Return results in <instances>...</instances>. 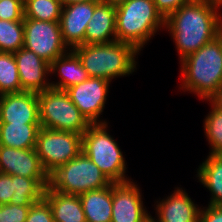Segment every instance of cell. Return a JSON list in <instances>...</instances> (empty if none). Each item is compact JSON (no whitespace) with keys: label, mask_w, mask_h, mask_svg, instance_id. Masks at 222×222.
<instances>
[{"label":"cell","mask_w":222,"mask_h":222,"mask_svg":"<svg viewBox=\"0 0 222 222\" xmlns=\"http://www.w3.org/2000/svg\"><path fill=\"white\" fill-rule=\"evenodd\" d=\"M221 4L214 0H192L165 19L180 61L196 52L222 31Z\"/></svg>","instance_id":"cell-1"},{"label":"cell","mask_w":222,"mask_h":222,"mask_svg":"<svg viewBox=\"0 0 222 222\" xmlns=\"http://www.w3.org/2000/svg\"><path fill=\"white\" fill-rule=\"evenodd\" d=\"M181 88L208 100L222 86V31L181 60Z\"/></svg>","instance_id":"cell-2"},{"label":"cell","mask_w":222,"mask_h":222,"mask_svg":"<svg viewBox=\"0 0 222 222\" xmlns=\"http://www.w3.org/2000/svg\"><path fill=\"white\" fill-rule=\"evenodd\" d=\"M80 58L89 77L112 81L129 76L136 70L139 50L125 42L113 41L102 44H84L72 49Z\"/></svg>","instance_id":"cell-3"},{"label":"cell","mask_w":222,"mask_h":222,"mask_svg":"<svg viewBox=\"0 0 222 222\" xmlns=\"http://www.w3.org/2000/svg\"><path fill=\"white\" fill-rule=\"evenodd\" d=\"M115 6L117 41L129 43L139 51L157 30L165 27V19L153 0H124Z\"/></svg>","instance_id":"cell-4"},{"label":"cell","mask_w":222,"mask_h":222,"mask_svg":"<svg viewBox=\"0 0 222 222\" xmlns=\"http://www.w3.org/2000/svg\"><path fill=\"white\" fill-rule=\"evenodd\" d=\"M108 123L91 124L82 135V152L113 182H127L126 162L116 140L107 132Z\"/></svg>","instance_id":"cell-5"},{"label":"cell","mask_w":222,"mask_h":222,"mask_svg":"<svg viewBox=\"0 0 222 222\" xmlns=\"http://www.w3.org/2000/svg\"><path fill=\"white\" fill-rule=\"evenodd\" d=\"M112 182L83 152L49 175V187L64 194L80 195Z\"/></svg>","instance_id":"cell-6"},{"label":"cell","mask_w":222,"mask_h":222,"mask_svg":"<svg viewBox=\"0 0 222 222\" xmlns=\"http://www.w3.org/2000/svg\"><path fill=\"white\" fill-rule=\"evenodd\" d=\"M42 128L83 135L91 123L71 101L65 90L54 88L37 93Z\"/></svg>","instance_id":"cell-7"},{"label":"cell","mask_w":222,"mask_h":222,"mask_svg":"<svg viewBox=\"0 0 222 222\" xmlns=\"http://www.w3.org/2000/svg\"><path fill=\"white\" fill-rule=\"evenodd\" d=\"M36 152L50 175L82 152V135L48 128H39Z\"/></svg>","instance_id":"cell-8"},{"label":"cell","mask_w":222,"mask_h":222,"mask_svg":"<svg viewBox=\"0 0 222 222\" xmlns=\"http://www.w3.org/2000/svg\"><path fill=\"white\" fill-rule=\"evenodd\" d=\"M24 48L51 64L70 49L63 42L60 23L24 18Z\"/></svg>","instance_id":"cell-9"},{"label":"cell","mask_w":222,"mask_h":222,"mask_svg":"<svg viewBox=\"0 0 222 222\" xmlns=\"http://www.w3.org/2000/svg\"><path fill=\"white\" fill-rule=\"evenodd\" d=\"M110 81L102 78L89 77L87 80L73 85L65 91L71 101L91 124L107 123L98 120L105 109Z\"/></svg>","instance_id":"cell-10"},{"label":"cell","mask_w":222,"mask_h":222,"mask_svg":"<svg viewBox=\"0 0 222 222\" xmlns=\"http://www.w3.org/2000/svg\"><path fill=\"white\" fill-rule=\"evenodd\" d=\"M112 182L111 222H145L149 218L143 205L141 191L136 183Z\"/></svg>","instance_id":"cell-11"},{"label":"cell","mask_w":222,"mask_h":222,"mask_svg":"<svg viewBox=\"0 0 222 222\" xmlns=\"http://www.w3.org/2000/svg\"><path fill=\"white\" fill-rule=\"evenodd\" d=\"M100 1L73 3L62 7L59 23L63 42L69 49L84 45L87 25L93 16L95 6Z\"/></svg>","instance_id":"cell-12"},{"label":"cell","mask_w":222,"mask_h":222,"mask_svg":"<svg viewBox=\"0 0 222 222\" xmlns=\"http://www.w3.org/2000/svg\"><path fill=\"white\" fill-rule=\"evenodd\" d=\"M0 121L12 124H40L37 93L22 91L0 95Z\"/></svg>","instance_id":"cell-13"},{"label":"cell","mask_w":222,"mask_h":222,"mask_svg":"<svg viewBox=\"0 0 222 222\" xmlns=\"http://www.w3.org/2000/svg\"><path fill=\"white\" fill-rule=\"evenodd\" d=\"M14 54L23 91L39 93L51 88L47 76L50 64L34 52L22 47Z\"/></svg>","instance_id":"cell-14"},{"label":"cell","mask_w":222,"mask_h":222,"mask_svg":"<svg viewBox=\"0 0 222 222\" xmlns=\"http://www.w3.org/2000/svg\"><path fill=\"white\" fill-rule=\"evenodd\" d=\"M0 172L26 178H49L36 149H15L0 145Z\"/></svg>","instance_id":"cell-15"},{"label":"cell","mask_w":222,"mask_h":222,"mask_svg":"<svg viewBox=\"0 0 222 222\" xmlns=\"http://www.w3.org/2000/svg\"><path fill=\"white\" fill-rule=\"evenodd\" d=\"M156 222H199L201 207L194 204L188 193L176 188L162 201H156Z\"/></svg>","instance_id":"cell-16"},{"label":"cell","mask_w":222,"mask_h":222,"mask_svg":"<svg viewBox=\"0 0 222 222\" xmlns=\"http://www.w3.org/2000/svg\"><path fill=\"white\" fill-rule=\"evenodd\" d=\"M117 40L116 6L109 0H101L94 9L89 21L84 44H102Z\"/></svg>","instance_id":"cell-17"},{"label":"cell","mask_w":222,"mask_h":222,"mask_svg":"<svg viewBox=\"0 0 222 222\" xmlns=\"http://www.w3.org/2000/svg\"><path fill=\"white\" fill-rule=\"evenodd\" d=\"M59 75L58 82H50L51 88L66 90L69 87L79 84L89 78L78 55L70 49L66 54L56 58L50 64V74Z\"/></svg>","instance_id":"cell-18"},{"label":"cell","mask_w":222,"mask_h":222,"mask_svg":"<svg viewBox=\"0 0 222 222\" xmlns=\"http://www.w3.org/2000/svg\"><path fill=\"white\" fill-rule=\"evenodd\" d=\"M44 199L51 207L54 222H87L79 195L53 191L48 186Z\"/></svg>","instance_id":"cell-19"},{"label":"cell","mask_w":222,"mask_h":222,"mask_svg":"<svg viewBox=\"0 0 222 222\" xmlns=\"http://www.w3.org/2000/svg\"><path fill=\"white\" fill-rule=\"evenodd\" d=\"M87 222H111L112 183L102 189L79 195Z\"/></svg>","instance_id":"cell-20"},{"label":"cell","mask_w":222,"mask_h":222,"mask_svg":"<svg viewBox=\"0 0 222 222\" xmlns=\"http://www.w3.org/2000/svg\"><path fill=\"white\" fill-rule=\"evenodd\" d=\"M40 124L0 123V145L15 149L36 147Z\"/></svg>","instance_id":"cell-21"},{"label":"cell","mask_w":222,"mask_h":222,"mask_svg":"<svg viewBox=\"0 0 222 222\" xmlns=\"http://www.w3.org/2000/svg\"><path fill=\"white\" fill-rule=\"evenodd\" d=\"M197 177L211 192L209 205H222V155H209L197 169Z\"/></svg>","instance_id":"cell-22"},{"label":"cell","mask_w":222,"mask_h":222,"mask_svg":"<svg viewBox=\"0 0 222 222\" xmlns=\"http://www.w3.org/2000/svg\"><path fill=\"white\" fill-rule=\"evenodd\" d=\"M15 192L10 203L20 206H31L44 198L45 190L49 186V178H26L12 176Z\"/></svg>","instance_id":"cell-23"},{"label":"cell","mask_w":222,"mask_h":222,"mask_svg":"<svg viewBox=\"0 0 222 222\" xmlns=\"http://www.w3.org/2000/svg\"><path fill=\"white\" fill-rule=\"evenodd\" d=\"M61 11L58 0H24V18L59 22Z\"/></svg>","instance_id":"cell-24"},{"label":"cell","mask_w":222,"mask_h":222,"mask_svg":"<svg viewBox=\"0 0 222 222\" xmlns=\"http://www.w3.org/2000/svg\"><path fill=\"white\" fill-rule=\"evenodd\" d=\"M22 91L14 54L0 52V95Z\"/></svg>","instance_id":"cell-25"},{"label":"cell","mask_w":222,"mask_h":222,"mask_svg":"<svg viewBox=\"0 0 222 222\" xmlns=\"http://www.w3.org/2000/svg\"><path fill=\"white\" fill-rule=\"evenodd\" d=\"M24 46L23 20L0 19V52L15 53Z\"/></svg>","instance_id":"cell-26"},{"label":"cell","mask_w":222,"mask_h":222,"mask_svg":"<svg viewBox=\"0 0 222 222\" xmlns=\"http://www.w3.org/2000/svg\"><path fill=\"white\" fill-rule=\"evenodd\" d=\"M204 119V131L211 146L209 155H222V111L211 104V111Z\"/></svg>","instance_id":"cell-27"},{"label":"cell","mask_w":222,"mask_h":222,"mask_svg":"<svg viewBox=\"0 0 222 222\" xmlns=\"http://www.w3.org/2000/svg\"><path fill=\"white\" fill-rule=\"evenodd\" d=\"M0 19L24 20V0H0Z\"/></svg>","instance_id":"cell-28"},{"label":"cell","mask_w":222,"mask_h":222,"mask_svg":"<svg viewBox=\"0 0 222 222\" xmlns=\"http://www.w3.org/2000/svg\"><path fill=\"white\" fill-rule=\"evenodd\" d=\"M31 206L0 205V222H25Z\"/></svg>","instance_id":"cell-29"},{"label":"cell","mask_w":222,"mask_h":222,"mask_svg":"<svg viewBox=\"0 0 222 222\" xmlns=\"http://www.w3.org/2000/svg\"><path fill=\"white\" fill-rule=\"evenodd\" d=\"M25 222H54L49 203L44 198L33 203Z\"/></svg>","instance_id":"cell-30"},{"label":"cell","mask_w":222,"mask_h":222,"mask_svg":"<svg viewBox=\"0 0 222 222\" xmlns=\"http://www.w3.org/2000/svg\"><path fill=\"white\" fill-rule=\"evenodd\" d=\"M15 192L12 175L0 172V205L9 204Z\"/></svg>","instance_id":"cell-31"},{"label":"cell","mask_w":222,"mask_h":222,"mask_svg":"<svg viewBox=\"0 0 222 222\" xmlns=\"http://www.w3.org/2000/svg\"><path fill=\"white\" fill-rule=\"evenodd\" d=\"M157 11L166 19L170 14L178 10L182 5L192 0H153Z\"/></svg>","instance_id":"cell-32"},{"label":"cell","mask_w":222,"mask_h":222,"mask_svg":"<svg viewBox=\"0 0 222 222\" xmlns=\"http://www.w3.org/2000/svg\"><path fill=\"white\" fill-rule=\"evenodd\" d=\"M199 222H222V205H209L200 211Z\"/></svg>","instance_id":"cell-33"},{"label":"cell","mask_w":222,"mask_h":222,"mask_svg":"<svg viewBox=\"0 0 222 222\" xmlns=\"http://www.w3.org/2000/svg\"><path fill=\"white\" fill-rule=\"evenodd\" d=\"M207 101L222 111V86Z\"/></svg>","instance_id":"cell-34"},{"label":"cell","mask_w":222,"mask_h":222,"mask_svg":"<svg viewBox=\"0 0 222 222\" xmlns=\"http://www.w3.org/2000/svg\"><path fill=\"white\" fill-rule=\"evenodd\" d=\"M92 0H58V2L62 5V7L73 4V3H80V2H87Z\"/></svg>","instance_id":"cell-35"},{"label":"cell","mask_w":222,"mask_h":222,"mask_svg":"<svg viewBox=\"0 0 222 222\" xmlns=\"http://www.w3.org/2000/svg\"><path fill=\"white\" fill-rule=\"evenodd\" d=\"M145 222H156V221L154 220V218L150 214L149 218Z\"/></svg>","instance_id":"cell-36"},{"label":"cell","mask_w":222,"mask_h":222,"mask_svg":"<svg viewBox=\"0 0 222 222\" xmlns=\"http://www.w3.org/2000/svg\"><path fill=\"white\" fill-rule=\"evenodd\" d=\"M109 1L113 2L114 4H117V3L121 2V1H124V0H109Z\"/></svg>","instance_id":"cell-37"},{"label":"cell","mask_w":222,"mask_h":222,"mask_svg":"<svg viewBox=\"0 0 222 222\" xmlns=\"http://www.w3.org/2000/svg\"><path fill=\"white\" fill-rule=\"evenodd\" d=\"M214 1L222 5V0H214Z\"/></svg>","instance_id":"cell-38"}]
</instances>
